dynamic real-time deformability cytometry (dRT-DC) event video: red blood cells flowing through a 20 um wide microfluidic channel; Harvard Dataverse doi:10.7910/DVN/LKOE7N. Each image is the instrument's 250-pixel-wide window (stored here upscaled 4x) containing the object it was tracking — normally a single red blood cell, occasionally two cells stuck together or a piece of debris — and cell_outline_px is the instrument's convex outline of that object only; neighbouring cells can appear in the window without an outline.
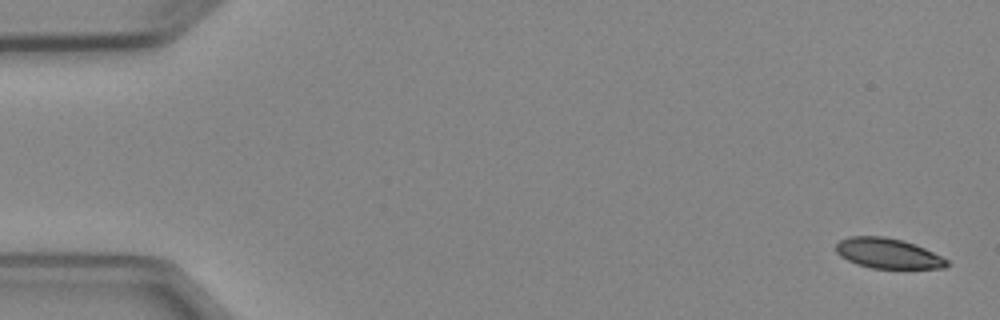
{"species": "Egyptian fruit bat (a non-hibernating species)", "species_latin": "Rousettus aegyptiacus", "temperature_condition": "cold", "stored_images_in_passage": 6, "segment_of_instrument_passage": [1, 2], "camera_frame_rate_fps": 3000, "um_per_image_px": 0.085, "animal": {"sex": "female"}, "frame": {"image": 1, "passage_image": 1, "time_ms": 0.0, "image_size_px": [1000, 320], "cell_outline_px": [[948, 264], [944, 268], [872, 268], [856, 264], [840, 256], [836, 252], [836, 244], [840, 240], [848, 236], [884, 236], [904, 240], [916, 244], [948, 260]], "centroid_in_image_um": [75.44, 21.52], "position_along_channel_um": 9.6, "area_um2": 19.48}}
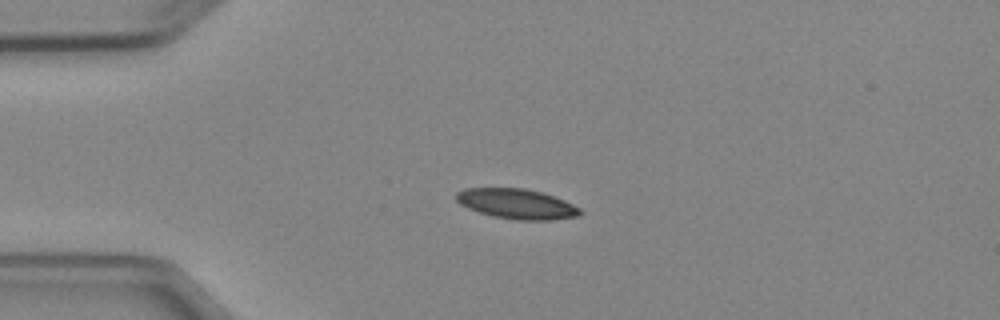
{"frame": {"image": 2, "passage_image": 4, "time_ms": 3.667, "image_size_px": [1000, 320], "cell_outline_px": [[584, 212], [580, 216], [552, 220], [516, 220], [492, 216], [468, 208], [460, 204], [456, 200], [456, 192], [464, 188], [524, 188], [544, 192], [564, 200], [580, 208]], "centroid_in_image_um": [43.95, 17.33], "position_along_channel_um": 41.0, "area_um2": 21.91}}